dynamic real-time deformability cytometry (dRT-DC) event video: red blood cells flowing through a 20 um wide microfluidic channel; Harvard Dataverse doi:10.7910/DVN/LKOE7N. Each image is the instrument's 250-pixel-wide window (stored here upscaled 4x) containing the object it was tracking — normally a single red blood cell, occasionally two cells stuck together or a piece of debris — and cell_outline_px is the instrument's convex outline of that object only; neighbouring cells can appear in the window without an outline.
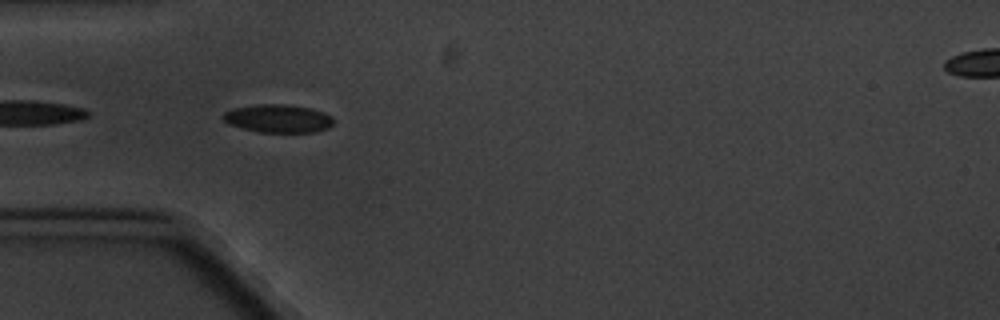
{"species": "common noctule bat (a hibernating species)", "species_latin": "Nyctalus noctula", "temperature_condition": "cold", "stored_images_in_passage": 8, "camera_frame_rate_fps": 3000, "um_per_image_px": 0.085, "animal": {"sex": "male", "body_mass_g": 20.1, "forearm_length_mm": 53.5}, "frame": {"image": 1, "passage_image": 6, "time_ms": 5.667, "image_size_px": [1000, 320], "cell_outline_px": [[332, 124], [328, 128], [316, 132], [260, 132], [228, 124], [220, 116], [224, 112], [236, 108], [260, 104], [284, 104], [312, 108], [324, 112], [332, 116]], "centroid_in_image_um": [23.65, 10.07], "position_along_channel_um": 61.3, "area_um2": 18.03}}